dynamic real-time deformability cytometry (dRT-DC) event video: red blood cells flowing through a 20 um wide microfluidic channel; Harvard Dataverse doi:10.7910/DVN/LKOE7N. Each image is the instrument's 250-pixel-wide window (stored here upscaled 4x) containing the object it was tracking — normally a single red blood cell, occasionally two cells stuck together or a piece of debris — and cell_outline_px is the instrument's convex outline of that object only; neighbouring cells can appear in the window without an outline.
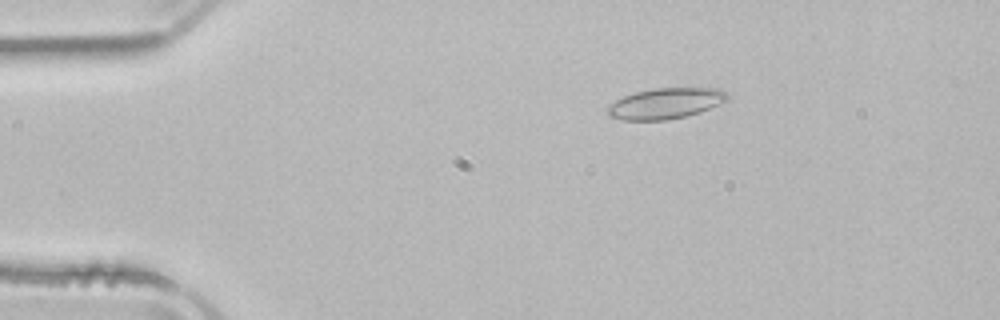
{"species": "common noctule bat (a hibernating species)", "species_latin": "Nyctalus noctula", "temperature_condition": "room temperature", "stored_images_in_passage": 44, "camera_frame_rate_fps": 3000, "um_per_image_px": 0.085, "animal": {"sex": "male", "body_mass_g": 21.5, "forearm_length_mm": 52.0}, "frame": {"image": 1, "passage_image": 1, "time_ms": 0.0, "image_size_px": [1000, 320], "cell_outline_px": [[728, 100], [700, 112], [684, 116], [664, 120], [620, 120], [608, 116], [604, 112], [608, 104], [624, 96], [636, 92], [652, 88], [720, 88], [728, 92]], "centroid_in_image_um": [56.53, 8.79], "position_along_channel_um": 28.5, "area_um2": 21.68}}
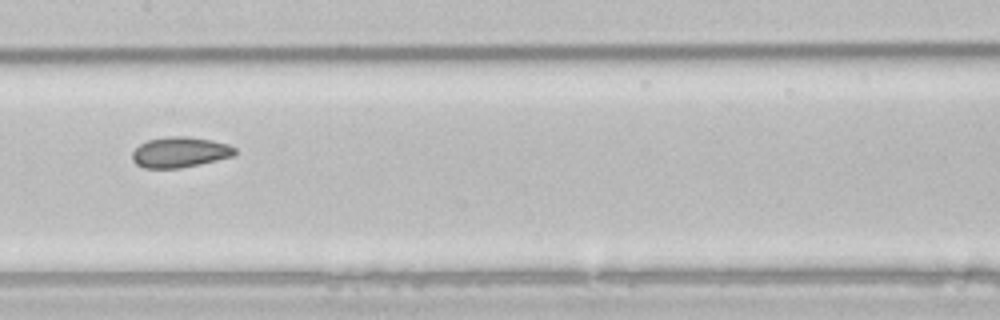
{"frame": {"image": 2, "passage_image": 18, "time_ms": 5.667, "image_size_px": [1000, 320], "cell_outline_px": [[236, 152], [232, 156], [200, 164], [180, 168], [144, 168], [136, 164], [132, 160], [132, 152], [140, 144], [148, 140], [168, 136], [188, 136], [212, 140], [228, 144], [236, 148]], "centroid_in_image_um": [15.28, 12.93], "position_along_channel_um": 192.1, "area_um2": 18.26}}
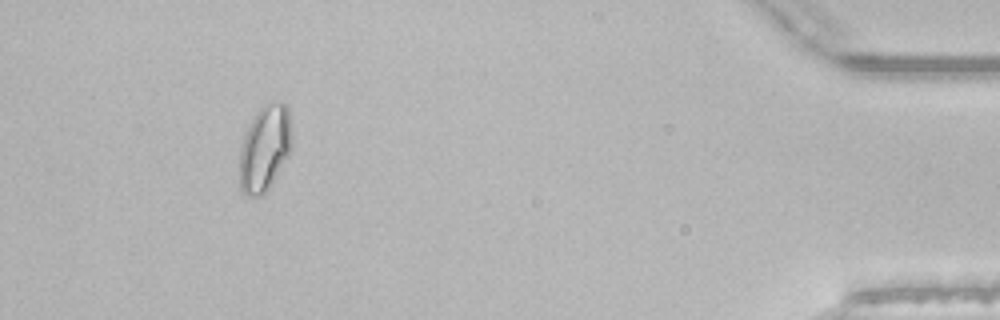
{"frame": {"image": 3, "passage_image": 40, "time_ms": 13.0, "image_size_px": [1000, 320], "cell_outline_px": [[292, 148], [288, 156], [268, 188], [260, 196], [248, 196], [240, 188], [240, 144], [256, 112], [264, 104], [280, 100], [288, 104], [292, 136]], "centroid_in_image_um": [22.53, 12.55], "position_along_channel_um": 412.7, "area_um2": 26.24}, "authors_computed_cell_mechanics": {"area_um2": 19.4208, "velocity_mm_per_s": 3.8881, "shape_relaxation_time_tau1_ms": null, "shape_relaxation_time_tau2_ms": 2.1695, "deformation_change_tau1": null, "deformation_change_tau2": 0.0655}}